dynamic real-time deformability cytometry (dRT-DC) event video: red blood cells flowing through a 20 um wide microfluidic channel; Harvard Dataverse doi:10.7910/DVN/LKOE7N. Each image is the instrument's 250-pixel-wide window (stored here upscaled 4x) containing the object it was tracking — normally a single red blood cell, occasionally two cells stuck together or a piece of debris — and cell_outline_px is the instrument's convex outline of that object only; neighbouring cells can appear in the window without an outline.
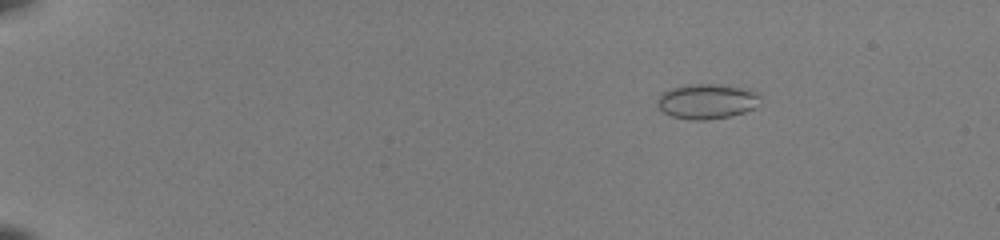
{"species": "common noctule bat (a hibernating species)", "species_latin": "Nyctalus noctula", "temperature_condition": "room temperature", "stored_images_in_passage": 44, "camera_frame_rate_fps": 3000, "um_per_image_px": 0.085, "animal": {"sex": "female", "body_mass_g": 22.0, "forearm_length_mm": 56.7}, "frame": {"image": 1, "passage_image": 1, "time_ms": 0.0, "image_size_px": [1000, 240], "cell_outline_px": [[760, 104], [744, 112], [732, 116], [708, 120], [692, 120], [672, 116], [664, 112], [656, 104], [656, 100], [664, 92], [672, 88], [692, 84], [716, 84], [740, 88], [760, 92]], "centroid_in_image_um": [60.11, 8.62], "position_along_channel_um": 24.9, "area_um2": 20.92}}
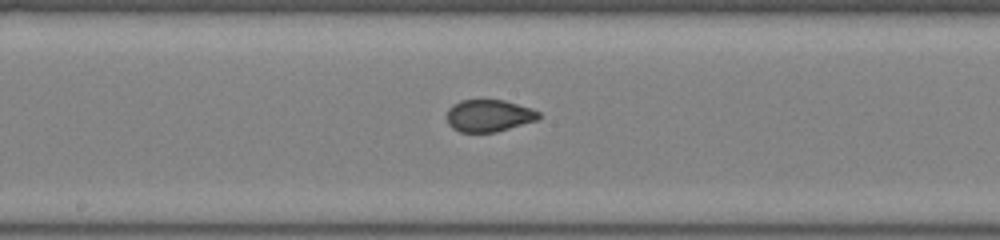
{"frame": {"image": 2, "passage_image": 23, "time_ms": 7.333, "image_size_px": [1000, 240], "cell_outline_px": [[540, 116], [536, 120], [496, 132], [460, 132], [452, 128], [448, 124], [448, 108], [452, 104], [460, 100], [504, 100], [532, 108], [540, 112]], "centroid_in_image_um": [41.54, 9.82], "position_along_channel_um": 206.7, "area_um2": 17.17}}
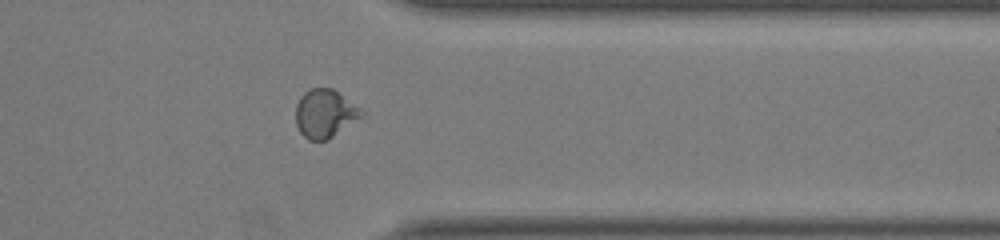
{"frame": {"image": 3, "passage_image": 36, "time_ms": 11.667, "image_size_px": [1000, 240], "cell_outline_px": [[364, 116], [332, 136], [324, 140], [308, 140], [300, 132], [296, 124], [296, 104], [300, 96], [304, 92], [312, 88], [332, 88], [360, 108], [364, 112]], "centroid_in_image_um": [27.6, 9.64], "position_along_channel_um": 383.8, "area_um2": 18.32}, "authors_computed_cell_mechanics": {"area_um2": 18.2937, "velocity_mm_per_s": 4.1113, "shape_relaxation_time_tau1_ms": 9.0268, "shape_relaxation_time_tau2_ms": null, "deformation_change_tau1": 0.1717, "deformation_change_tau2": null}}